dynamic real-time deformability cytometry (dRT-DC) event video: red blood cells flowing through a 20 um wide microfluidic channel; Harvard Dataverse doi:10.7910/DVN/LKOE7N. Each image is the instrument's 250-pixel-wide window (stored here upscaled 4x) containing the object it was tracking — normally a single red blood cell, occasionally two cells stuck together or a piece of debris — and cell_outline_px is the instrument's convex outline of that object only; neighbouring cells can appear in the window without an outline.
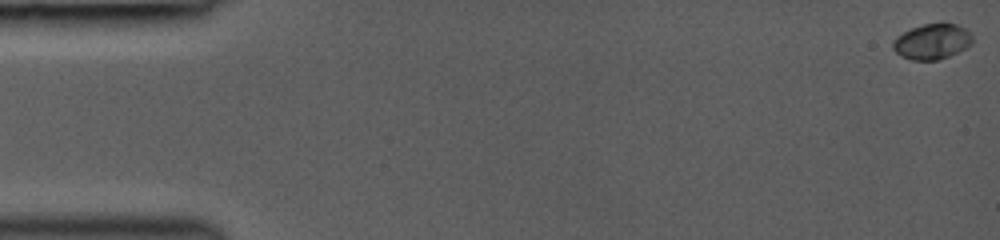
{"species": "common noctule bat (a hibernating species)", "species_latin": "Nyctalus noctula", "temperature_condition": "room temperature", "stored_images_in_passage": 46, "camera_frame_rate_fps": 3000, "um_per_image_px": 0.085, "animal": {"sex": "female", "body_mass_g": 19.0, "forearm_length_mm": 53.3}, "frame": {"image": 1, "passage_image": 1, "time_ms": 0.0, "image_size_px": [1000, 240], "cell_outline_px": [[972, 44], [948, 56], [936, 60], [912, 60], [900, 56], [892, 48], [892, 40], [896, 36], [912, 28], [924, 24], [944, 20], [956, 24], [964, 28], [972, 36]], "centroid_in_image_um": [79.2, 3.5], "position_along_channel_um": 5.8, "area_um2": 16.65}}
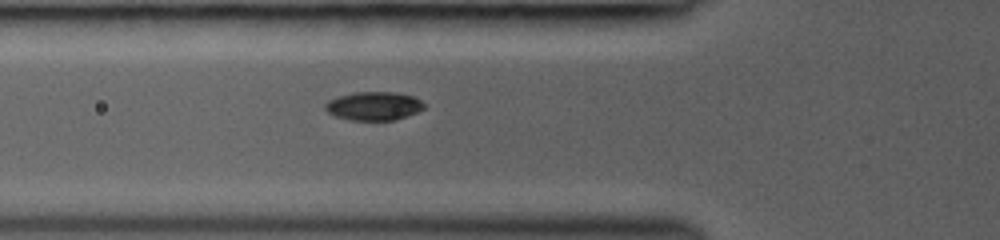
{"frame": {"image": 2, "passage_image": 18, "time_ms": 5.667, "image_size_px": [1000, 240], "cell_outline_px": [[424, 108], [416, 112], [392, 120], [352, 120], [336, 116], [328, 112], [324, 108], [324, 104], [328, 100], [340, 96], [356, 92], [392, 92], [412, 96], [420, 100], [424, 104]], "centroid_in_image_um": [31.74, 9.0], "position_along_channel_um": 94.1, "area_um2": 16.13}}
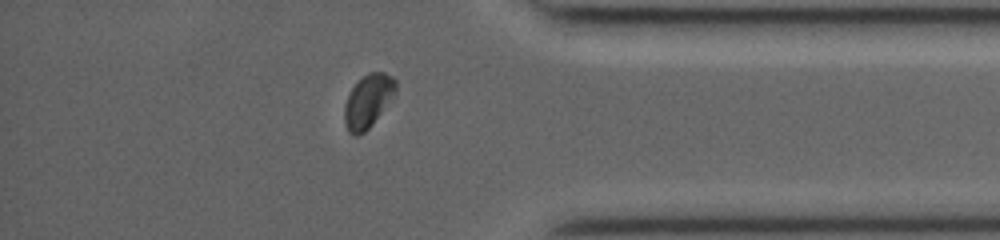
{"frame": {"image": 3, "passage_image": 40, "time_ms": 13.0, "image_size_px": [1000, 240], "cell_outline_px": [[396, 88], [372, 124], [364, 132], [356, 136], [352, 136], [348, 132], [344, 124], [344, 104], [348, 92], [368, 72], [384, 72], [392, 76], [396, 80]], "centroid_in_image_um": [31.21, 8.6], "position_along_channel_um": 404.0, "area_um2": 15.49}, "authors_computed_cell_mechanics": {"area_um2": 16.6175, "velocity_mm_per_s": 4.3213, "shape_relaxation_time_tau1_ms": 2.1992, "shape_relaxation_time_tau2_ms": 1.8109, "deformation_change_tau1": 0.0953, "deformation_change_tau2": 0.0226}}